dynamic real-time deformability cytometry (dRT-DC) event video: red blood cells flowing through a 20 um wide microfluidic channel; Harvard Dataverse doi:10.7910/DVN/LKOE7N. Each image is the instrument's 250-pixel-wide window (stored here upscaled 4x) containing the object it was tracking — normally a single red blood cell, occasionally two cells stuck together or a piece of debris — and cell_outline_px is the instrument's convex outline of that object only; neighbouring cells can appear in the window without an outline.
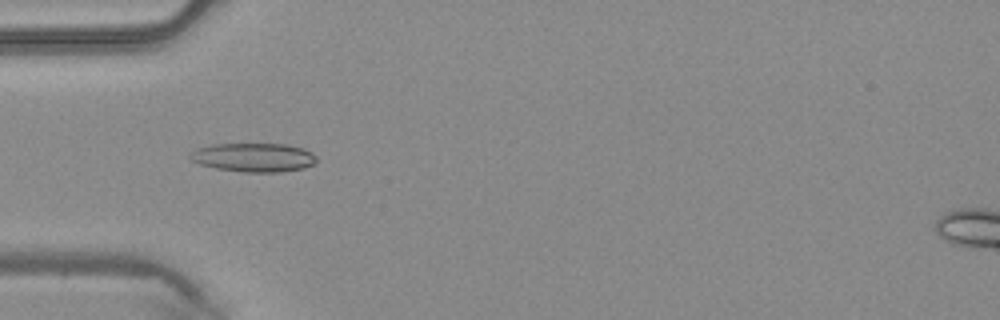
{"species": "common noctule bat (a hibernating species)", "species_latin": "Nyctalus noctula", "temperature_condition": "warm", "stored_images_in_passage": 30, "camera_frame_rate_fps": 3000, "um_per_image_px": 0.085, "animal": {"sex": "male", "body_mass_g": 20.4}, "frame": {"image": 1, "passage_image": 1, "time_ms": 0.0, "image_size_px": [1000, 320], "cell_outline_px": [[316, 160], [312, 164], [304, 168], [280, 172], [244, 172], [216, 168], [200, 164], [192, 160], [188, 156], [196, 148], [212, 144], [288, 144], [304, 148], [312, 152], [316, 156]], "centroid_in_image_um": [21.57, 13.37], "position_along_channel_um": 63.4, "area_um2": 21.27}}
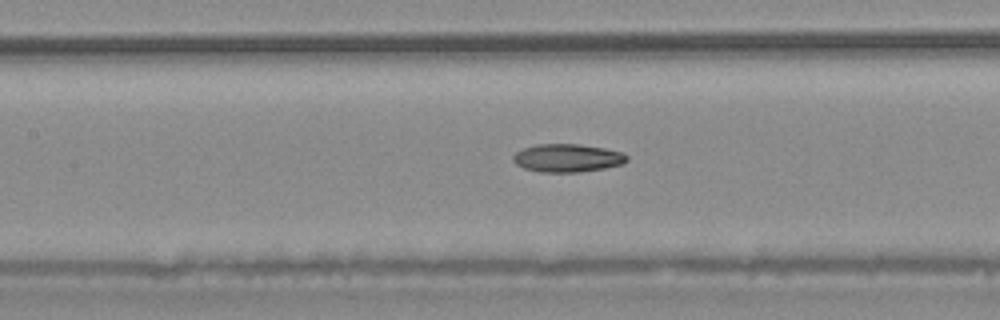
{"frame": {"image": 2, "passage_image": 8, "time_ms": 2.333, "image_size_px": [1000, 320], "cell_outline_px": [[628, 160], [624, 164], [604, 168], [576, 172], [540, 172], [524, 168], [516, 164], [512, 160], [512, 156], [516, 152], [524, 148], [536, 144], [576, 144], [604, 148], [620, 152], [628, 156]], "centroid_in_image_um": [48.21, 13.43], "position_along_channel_um": 159.2, "area_um2": 18.55}}
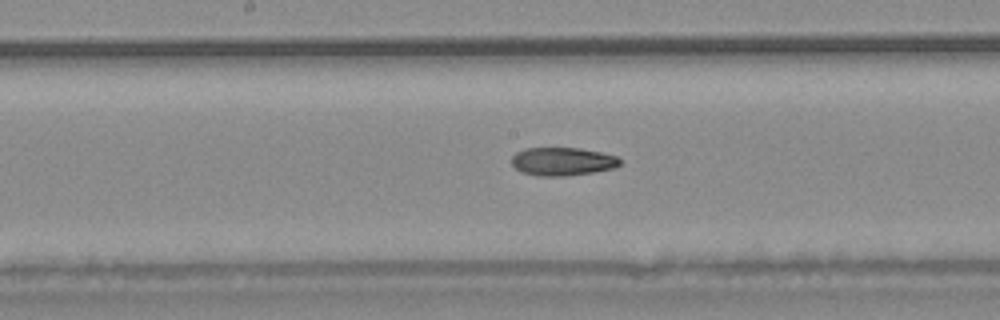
{"frame": {"image": 3, "passage_image": 11, "time_ms": 3.333, "image_size_px": [1000, 320], "cell_outline_px": [[620, 164], [616, 168], [592, 172], [564, 176], [536, 176], [520, 172], [512, 164], [512, 156], [516, 152], [524, 148], [580, 148], [600, 152], [616, 156], [620, 160]], "centroid_in_image_um": [47.79, 13.73], "position_along_channel_um": 200.4, "area_um2": 17.86}, "authors_computed_cell_mechanics": {"area_um2": 18.4382, "velocity_mm_per_s": 4.1287, "shape_relaxation_time_tau1_ms": null, "shape_relaxation_time_tau2_ms": 7.0102, "deformation_change_tau1": null, "deformation_change_tau2": 0.1715}}